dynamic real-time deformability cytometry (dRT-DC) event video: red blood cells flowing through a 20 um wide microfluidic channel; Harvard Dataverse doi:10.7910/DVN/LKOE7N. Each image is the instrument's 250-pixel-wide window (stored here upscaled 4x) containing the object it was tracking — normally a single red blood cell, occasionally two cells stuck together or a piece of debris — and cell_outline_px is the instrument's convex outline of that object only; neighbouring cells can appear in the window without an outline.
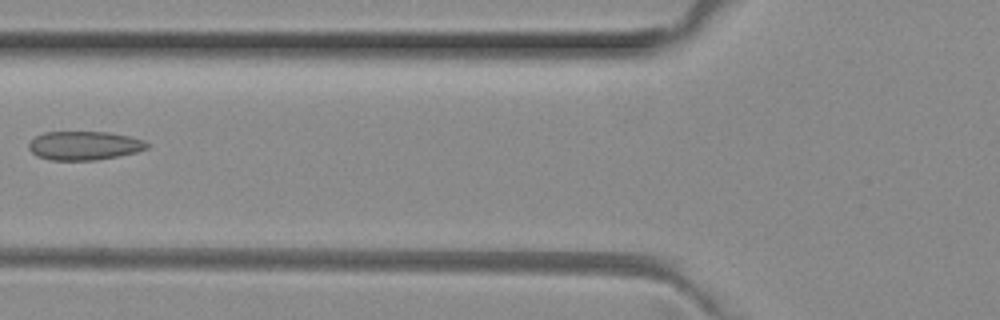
{"species": "common noctule bat (a hibernating species)", "species_latin": "Nyctalus noctula", "temperature_condition": "room temperature", "stored_images_in_passage": 6, "camera_frame_rate_fps": 3000, "um_per_image_px": 0.085, "animal": {"sex": "female", "body_mass_g": 29.2, "forearm_length_mm": 56.3}, "frame": {"image": 1, "passage_image": 6, "time_ms": 1.667, "image_size_px": [1000, 320], "cell_outline_px": [[148, 148], [136, 152], [96, 160], [48, 160], [36, 156], [28, 148], [28, 144], [36, 136], [44, 132], [108, 132], [128, 136], [144, 140], [148, 144]], "centroid_in_image_um": [7.13, 12.38], "position_along_channel_um": 118.7, "area_um2": 19.77}}